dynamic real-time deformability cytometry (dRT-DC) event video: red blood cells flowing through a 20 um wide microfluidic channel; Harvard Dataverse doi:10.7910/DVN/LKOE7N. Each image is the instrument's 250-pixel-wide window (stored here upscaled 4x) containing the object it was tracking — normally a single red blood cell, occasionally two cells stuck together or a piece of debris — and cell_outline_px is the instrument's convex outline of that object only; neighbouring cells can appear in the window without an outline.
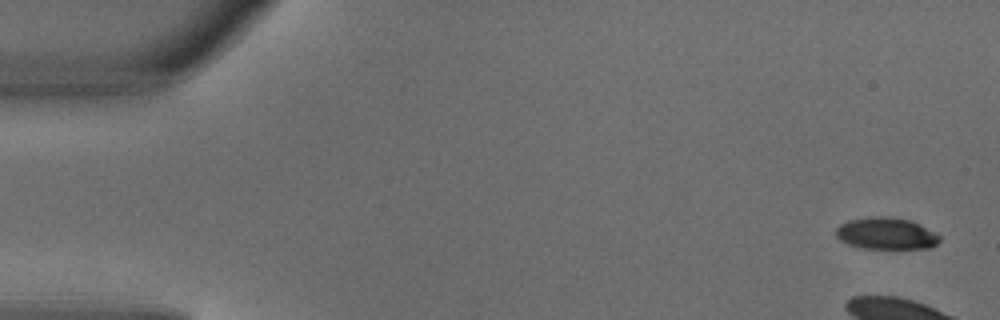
{"species": "common noctule bat (a hibernating species)", "species_latin": "Nyctalus noctula", "temperature_condition": "warm", "stored_images_in_passage": 5, "camera_frame_rate_fps": 3000, "um_per_image_px": 0.085, "animal": {"sex": "male", "body_mass_g": 18.8}, "frame": {"image": 1, "passage_image": 1, "time_ms": 0.0, "image_size_px": [1000, 320], "cell_outline_px": [[940, 240], [932, 248], [860, 248], [848, 244], [840, 240], [836, 236], [836, 228], [840, 224], [848, 220], [872, 216], [888, 216], [908, 220], [920, 224], [936, 232], [940, 236]], "centroid_in_image_um": [75.33, 19.84], "position_along_channel_um": 9.7, "area_um2": 19.31}}